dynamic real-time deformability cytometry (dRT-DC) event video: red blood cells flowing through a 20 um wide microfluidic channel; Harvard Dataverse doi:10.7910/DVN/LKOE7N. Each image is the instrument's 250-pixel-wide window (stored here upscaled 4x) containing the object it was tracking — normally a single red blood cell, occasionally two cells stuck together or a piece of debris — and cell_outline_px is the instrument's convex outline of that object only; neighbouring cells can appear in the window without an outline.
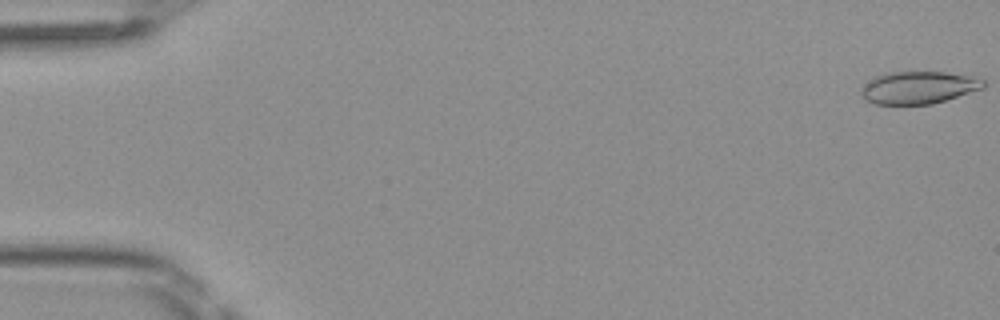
{"species": "Egyptian fruit bat (a non-hibernating species)", "species_latin": "Rousettus aegyptiacus", "temperature_condition": "room temperature", "stored_images_in_passage": 50, "camera_frame_rate_fps": 3000, "um_per_image_px": 0.085, "frame": {"image": 1, "passage_image": 1, "time_ms": 0.0, "image_size_px": [1000, 320], "cell_outline_px": [[984, 88], [932, 104], [872, 104], [864, 100], [860, 92], [860, 88], [872, 76], [884, 72], [944, 72], [972, 76], [984, 80]], "centroid_in_image_um": [78.0, 7.44], "position_along_channel_um": 7.0, "area_um2": 23.35}}
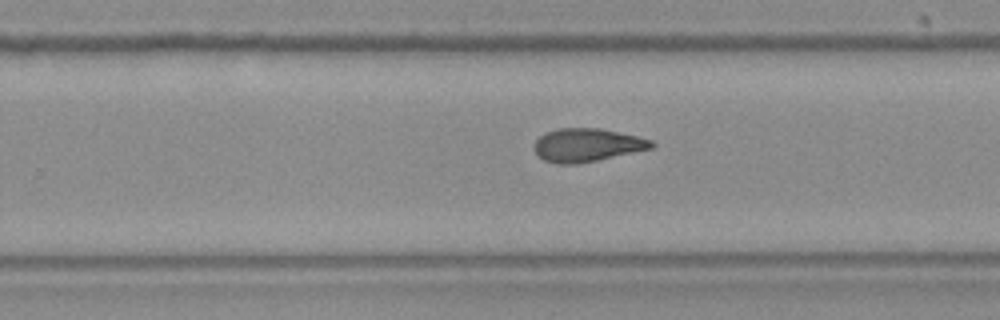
{"frame": {"image": 2, "passage_image": 32, "time_ms": 10.333, "image_size_px": [1000, 320], "cell_outline_px": [[656, 144], [652, 148], [596, 160], [576, 164], [556, 164], [544, 160], [536, 152], [536, 140], [544, 132], [560, 128], [600, 128], [636, 136], [652, 140]], "centroid_in_image_um": [49.9, 12.32], "position_along_channel_um": 279.9, "area_um2": 22.43}}
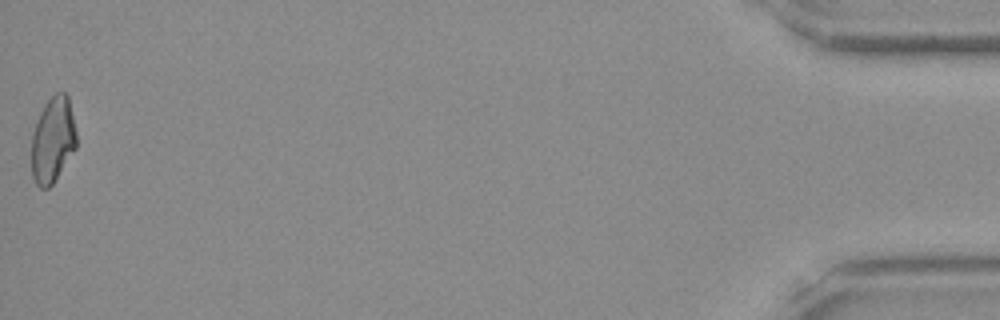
{"frame": {"image": 3, "passage_image": 50, "time_ms": 16.333, "image_size_px": [1000, 320], "cell_outline_px": [[76, 148], [52, 184], [48, 188], [40, 188], [36, 184], [32, 176], [32, 132], [40, 112], [44, 104], [56, 92], [64, 92], [68, 96], [76, 132]], "centroid_in_image_um": [4.48, 11.89], "position_along_channel_um": 430.7, "area_um2": 22.31}, "authors_computed_cell_mechanics": {"area_um2": 22.9177, "velocity_mm_per_s": 4.114, "shape_relaxation_time_tau1_ms": 9.8001, "shape_relaxation_time_tau2_ms": 3.1356, "deformation_change_tau1": 0.2234, "deformation_change_tau2": 0.0955}}